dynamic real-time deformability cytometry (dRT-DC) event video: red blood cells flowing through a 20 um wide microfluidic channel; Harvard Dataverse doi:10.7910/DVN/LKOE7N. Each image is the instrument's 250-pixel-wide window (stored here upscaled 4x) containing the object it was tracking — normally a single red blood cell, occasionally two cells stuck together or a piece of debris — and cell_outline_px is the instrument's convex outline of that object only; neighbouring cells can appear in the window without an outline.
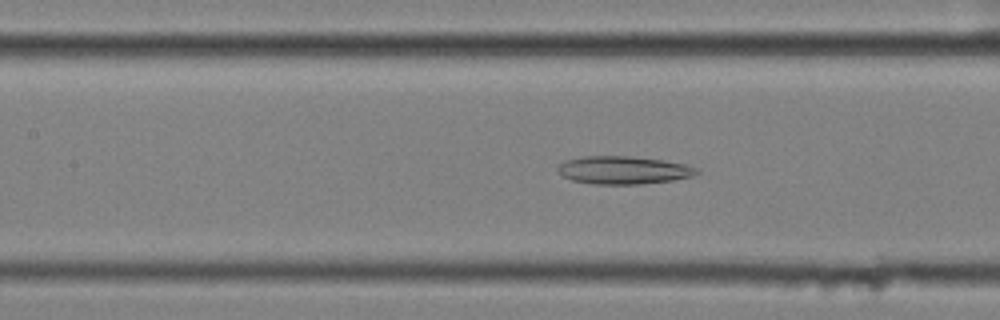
{"species": "common noctule bat (a hibernating species)", "species_latin": "Nyctalus noctula", "temperature_condition": "cold", "stored_images_in_passage": 50, "segment_of_instrument_passage": [1, 2], "camera_frame_rate_fps": 3000, "um_per_image_px": 0.085, "animal": {"sex": "female", "body_mass_g": 25.1}, "frame": {"image": 1, "passage_image": 26, "time_ms": 8.333, "image_size_px": [1000, 320], "cell_outline_px": [[700, 172], [692, 176], [672, 180], [640, 184], [592, 184], [572, 180], [564, 176], [556, 168], [564, 160], [584, 156], [628, 156], [664, 160], [688, 164], [696, 168]], "centroid_in_image_um": [53.0, 14.45], "position_along_channel_um": 154.4, "area_um2": 22.6}}
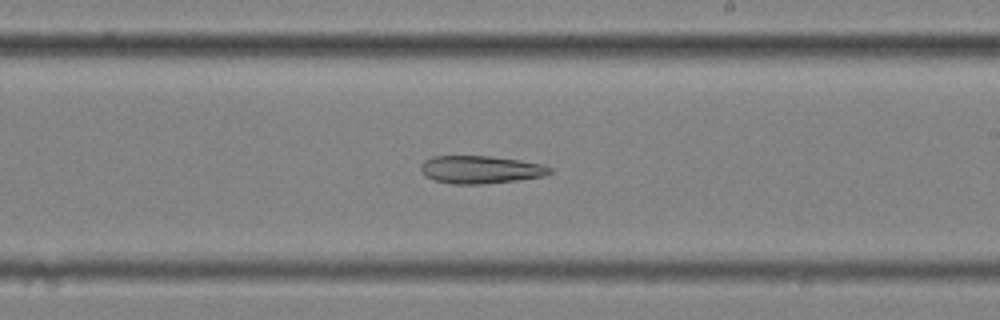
{"frame": {"image": 2, "passage_image": 34, "time_ms": 11.0, "image_size_px": [1000, 320], "cell_outline_px": [[552, 172], [544, 176], [516, 180], [480, 184], [452, 184], [436, 180], [424, 176], [420, 168], [420, 164], [424, 160], [432, 156], [488, 156], [520, 160], [540, 164], [552, 168]], "centroid_in_image_um": [40.81, 14.41], "position_along_channel_um": 248.2, "area_um2": 20.81}}
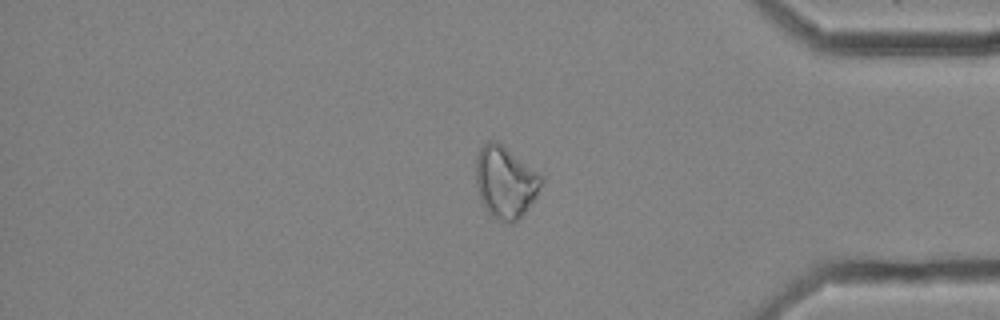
{"frame": {"image": 3, "passage_image": 48, "time_ms": 15.667, "image_size_px": [1000, 320], "cell_outline_px": [[544, 180], [536, 196], [524, 212], [512, 224], [508, 224], [496, 220], [484, 208], [480, 200], [476, 184], [476, 156], [480, 148], [488, 140], [496, 140], [544, 176]], "centroid_in_image_um": [42.94, 15.48], "position_along_channel_um": 392.3, "area_um2": 27.57}}